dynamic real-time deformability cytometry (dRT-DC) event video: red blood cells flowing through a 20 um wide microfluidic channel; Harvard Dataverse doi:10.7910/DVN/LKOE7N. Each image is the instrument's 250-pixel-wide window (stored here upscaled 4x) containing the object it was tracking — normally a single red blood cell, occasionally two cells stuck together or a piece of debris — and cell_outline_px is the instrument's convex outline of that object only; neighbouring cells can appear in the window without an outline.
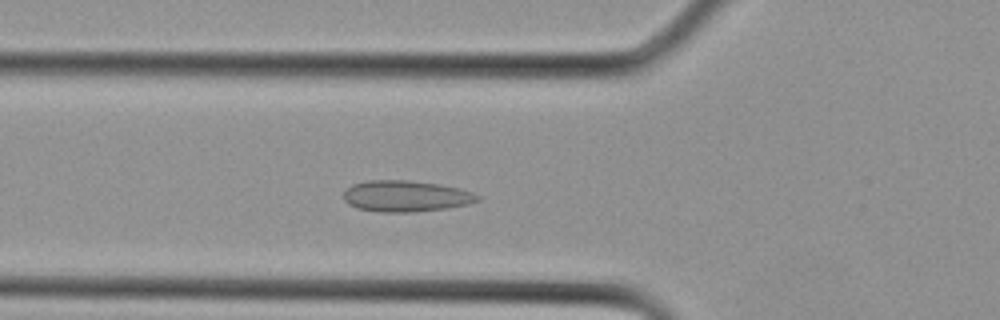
{"species": "Egyptian fruit bat (a non-hibernating species)", "species_latin": "Rousettus aegyptiacus", "temperature_condition": "cold", "stored_images_in_passage": 28, "camera_frame_rate_fps": 3000, "um_per_image_px": 0.085, "animal": {"sex": "female"}, "frame": {"image": 1, "passage_image": 9, "time_ms": 2.667, "image_size_px": [1000, 320], "cell_outline_px": [[480, 200], [468, 204], [448, 208], [408, 212], [380, 212], [356, 208], [348, 204], [344, 200], [344, 192], [352, 184], [368, 180], [408, 180], [440, 184], [460, 188], [472, 192], [480, 196]], "centroid_in_image_um": [34.5, 16.67], "position_along_channel_um": 91.3, "area_um2": 24.45}}
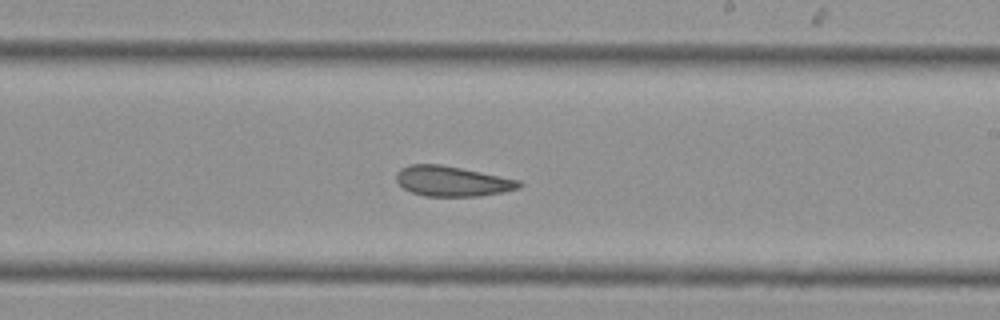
{"frame": {"image": 2, "passage_image": 16, "time_ms": 5.0, "image_size_px": [1000, 320], "cell_outline_px": [[524, 184], [520, 188], [480, 196], [424, 196], [412, 192], [404, 188], [396, 180], [396, 172], [400, 168], [408, 164], [440, 164], [520, 180]], "centroid_in_image_um": [38.42, 15.4], "position_along_channel_um": 250.6, "area_um2": 21.5}}
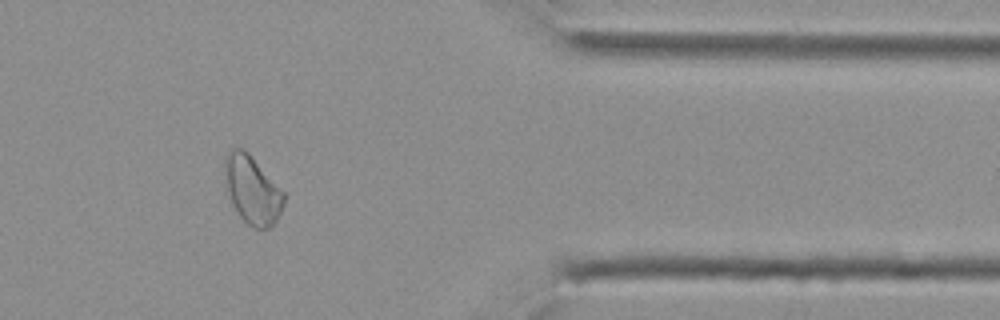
{"frame": {"image": 3, "passage_image": 23, "time_ms": 7.333, "image_size_px": [1000, 320], "cell_outline_px": [[284, 204], [276, 220], [268, 228], [256, 228], [248, 224], [240, 216], [232, 200], [228, 188], [224, 168], [224, 156], [232, 148], [244, 148], [252, 156], [284, 192]], "centroid_in_image_um": [21.45, 16.09], "position_along_channel_um": 389.9, "area_um2": 22.89}}